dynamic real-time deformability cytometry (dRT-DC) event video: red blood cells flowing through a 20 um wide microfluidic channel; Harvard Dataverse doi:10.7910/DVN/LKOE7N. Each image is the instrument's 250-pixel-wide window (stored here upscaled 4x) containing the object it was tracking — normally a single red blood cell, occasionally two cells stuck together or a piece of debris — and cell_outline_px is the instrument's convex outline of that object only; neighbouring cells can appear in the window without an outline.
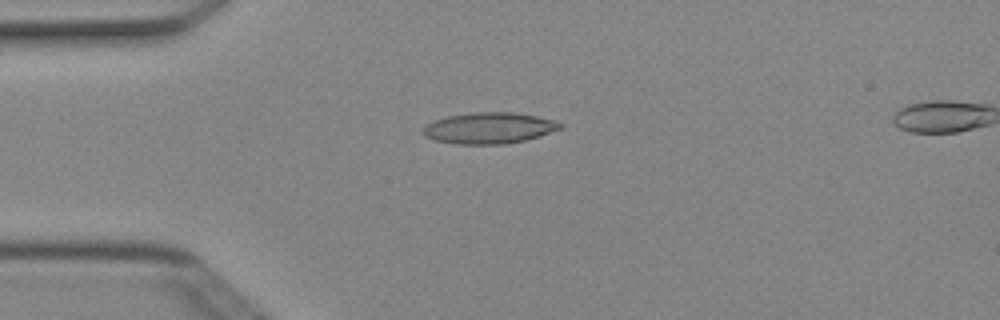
{"species": "Egyptian fruit bat (a non-hibernating species)", "species_latin": "Rousettus aegyptiacus", "temperature_condition": "cold", "stored_images_in_passage": 5, "camera_frame_rate_fps": 3000, "um_per_image_px": 0.085, "animal": {"sex": "female"}, "frame": {"image": 1, "passage_image": 3, "time_ms": 0.667, "image_size_px": [1000, 320], "cell_outline_px": [[564, 124], [560, 128], [540, 136], [524, 140], [504, 144], [456, 144], [436, 140], [424, 136], [424, 128], [428, 124], [436, 120], [448, 116], [472, 112], [512, 112], [536, 116], [552, 120]], "centroid_in_image_um": [41.58, 10.88], "position_along_channel_um": 43.4, "area_um2": 24.57}}
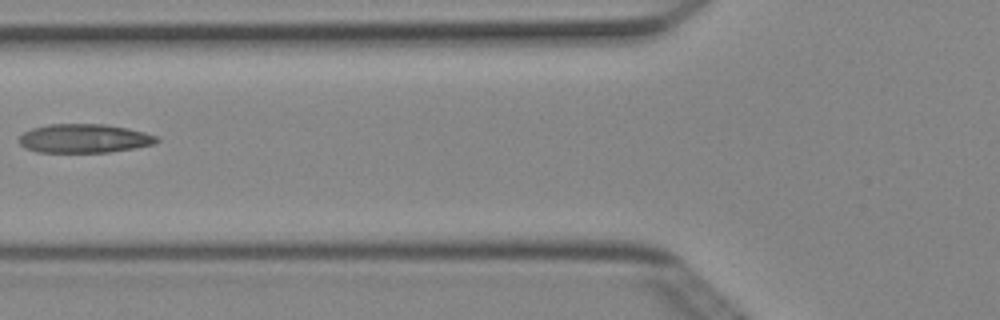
{"frame": {"image": 2, "passage_image": 5, "time_ms": 1.333, "image_size_px": [1000, 320], "cell_outline_px": [[160, 140], [156, 144], [136, 148], [108, 152], [36, 152], [24, 148], [16, 140], [24, 132], [32, 128], [48, 124], [104, 124], [128, 128], [144, 132], [156, 136]], "centroid_in_image_um": [7.14, 11.77], "position_along_channel_um": 118.7, "area_um2": 23.35}}